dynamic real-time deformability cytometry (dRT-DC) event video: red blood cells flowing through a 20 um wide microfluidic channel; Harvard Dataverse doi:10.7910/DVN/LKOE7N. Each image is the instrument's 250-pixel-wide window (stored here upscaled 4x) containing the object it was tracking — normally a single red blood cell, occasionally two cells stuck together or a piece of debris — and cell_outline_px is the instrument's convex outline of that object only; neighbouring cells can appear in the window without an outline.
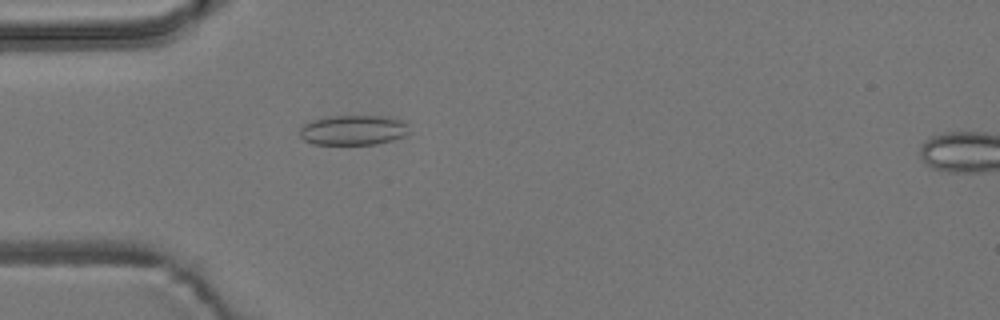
{"species": "common noctule bat (a hibernating species)", "species_latin": "Nyctalus noctula", "temperature_condition": "room temperature", "stored_images_in_passage": 5, "camera_frame_rate_fps": 3000, "um_per_image_px": 0.085, "animal": {"sex": "male", "body_mass_g": 19.2, "forearm_length_mm": 51.8}, "frame": {"image": 1, "passage_image": 4, "time_ms": 4.333, "image_size_px": [1000, 320], "cell_outline_px": [[412, 132], [404, 136], [392, 140], [376, 144], [312, 144], [304, 140], [300, 136], [300, 128], [304, 124], [312, 120], [328, 116], [380, 116], [400, 120], [408, 124]], "centroid_in_image_um": [30.04, 11.06], "position_along_channel_um": 55.0, "area_um2": 19.19}}